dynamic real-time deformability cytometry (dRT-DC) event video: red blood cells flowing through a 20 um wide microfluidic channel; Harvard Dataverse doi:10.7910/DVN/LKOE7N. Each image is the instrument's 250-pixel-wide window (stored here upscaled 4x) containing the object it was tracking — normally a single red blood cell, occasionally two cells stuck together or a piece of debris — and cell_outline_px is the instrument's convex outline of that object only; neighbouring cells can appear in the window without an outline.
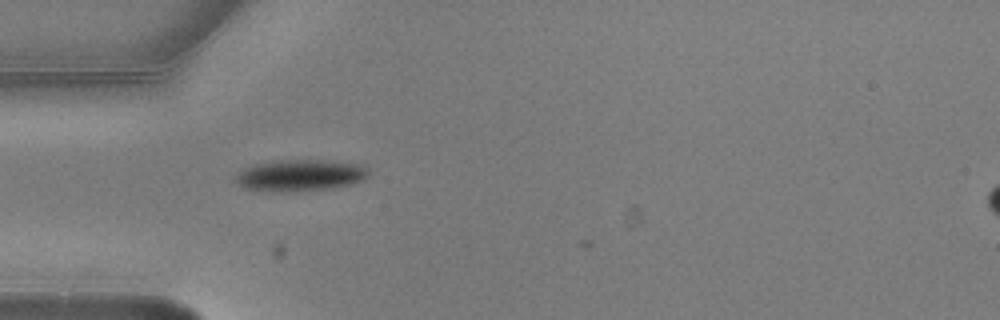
{"species": "common noctule bat (a hibernating species)", "species_latin": "Nyctalus noctula", "temperature_condition": "warm", "stored_images_in_passage": 6, "camera_frame_rate_fps": 3000, "um_per_image_px": 0.085, "animal": {"sex": "male", "body_mass_g": 20.5, "forearm_length_mm": 52.5}, "frame": {"image": 1, "passage_image": 5, "time_ms": 1.333, "image_size_px": [1000, 320], "cell_outline_px": [[368, 176], [364, 180], [352, 184], [332, 188], [284, 192], [280, 192], [244, 188], [236, 180], [236, 176], [244, 168], [268, 160], [324, 160], [360, 164], [368, 168]], "centroid_in_image_um": [25.55, 14.89], "position_along_channel_um": 59.5, "area_um2": 24.45}}